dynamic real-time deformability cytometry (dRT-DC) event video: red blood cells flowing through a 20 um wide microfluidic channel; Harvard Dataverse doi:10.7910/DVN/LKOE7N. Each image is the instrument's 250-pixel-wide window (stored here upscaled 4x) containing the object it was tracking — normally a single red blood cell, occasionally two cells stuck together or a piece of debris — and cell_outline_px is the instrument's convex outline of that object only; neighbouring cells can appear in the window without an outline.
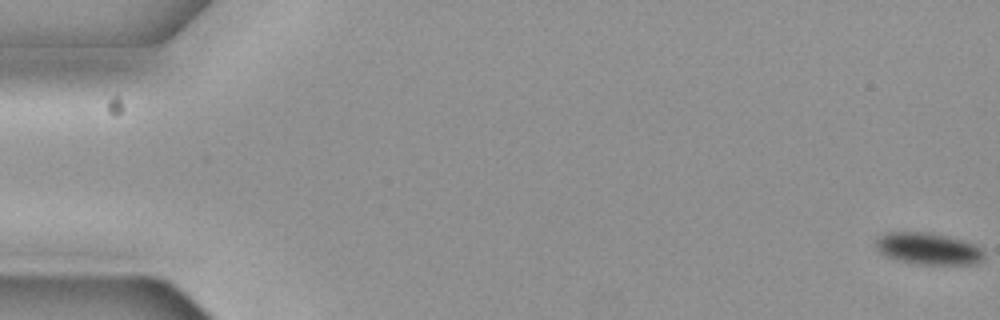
{"species": "common noctule bat (a hibernating species)", "species_latin": "Nyctalus noctula", "temperature_condition": "cold", "stored_images_in_passage": 58, "camera_frame_rate_fps": 3000, "um_per_image_px": 0.085, "animal": {"sex": "female", "body_mass_g": 19.3, "forearm_length_mm": 54.1}, "frame": {"image": 1, "passage_image": 1, "time_ms": 0.0, "image_size_px": [1000, 320], "cell_outline_px": [[984, 256], [980, 260], [972, 264], [916, 264], [896, 260], [880, 252], [876, 248], [876, 240], [884, 232], [932, 232], [964, 240], [976, 244], [984, 252]], "centroid_in_image_um": [78.89, 21.12], "position_along_channel_um": 6.1, "area_um2": 20.11}}
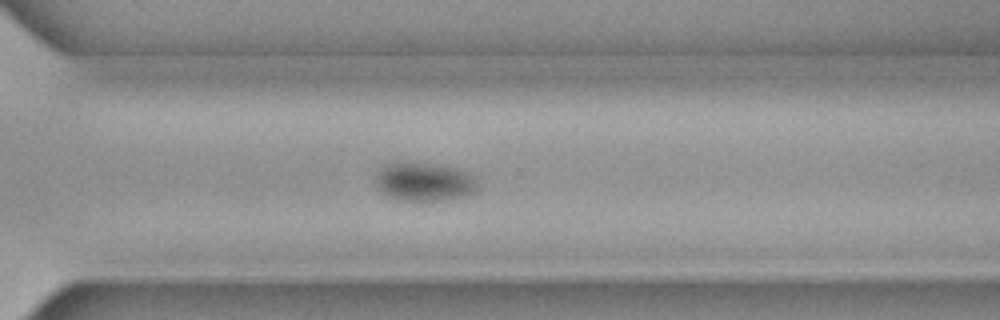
{"frame": {"image": 2, "passage_image": 42, "time_ms": 13.667, "image_size_px": [1000, 320], "cell_outline_px": [[480, 188], [476, 192], [468, 196], [448, 200], [396, 200], [384, 196], [376, 188], [376, 172], [384, 164], [396, 160], [408, 160], [436, 164], [456, 168], [472, 172], [480, 184]], "centroid_in_image_um": [36.07, 15.42], "position_along_channel_um": 334.5, "area_um2": 24.39}}
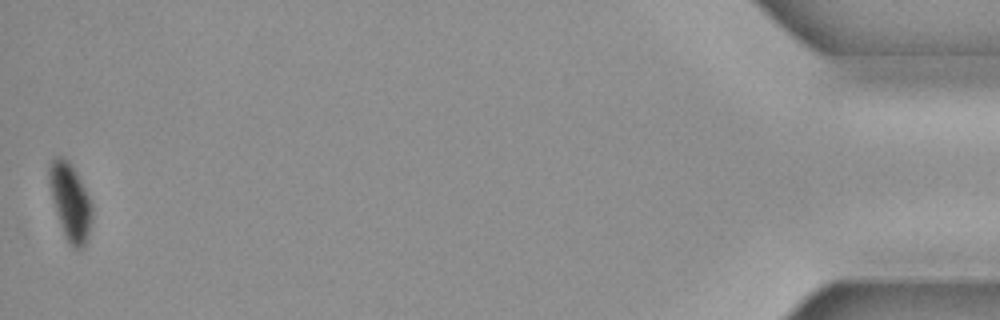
{"frame": {"image": 3, "passage_image": 58, "time_ms": 19.0, "image_size_px": [1000, 320], "cell_outline_px": [[92, 224], [84, 248], [80, 252], [72, 248], [68, 244], [64, 236], [52, 200], [48, 180], [48, 168], [52, 160], [56, 156], [60, 156], [68, 160], [72, 164], [92, 204]], "centroid_in_image_um": [5.97, 17.21], "position_along_channel_um": 429.2, "area_um2": 19.54}}